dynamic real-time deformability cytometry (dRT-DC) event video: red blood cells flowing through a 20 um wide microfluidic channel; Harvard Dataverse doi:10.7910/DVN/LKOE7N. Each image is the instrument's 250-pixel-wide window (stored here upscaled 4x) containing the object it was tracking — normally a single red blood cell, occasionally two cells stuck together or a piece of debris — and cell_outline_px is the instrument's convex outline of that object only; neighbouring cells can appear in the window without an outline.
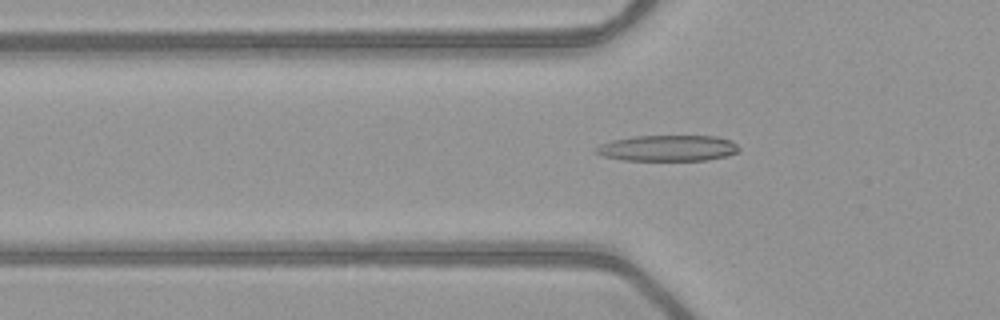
{"species": "common noctule bat (a hibernating species)", "species_latin": "Nyctalus noctula", "temperature_condition": "warm", "stored_images_in_passage": 53, "camera_frame_rate_fps": 3000, "um_per_image_px": 0.085, "animal": {"sex": "female", "body_mass_g": 21.9}, "frame": {"image": 1, "passage_image": 19, "time_ms": 6.0, "image_size_px": [1000, 320], "cell_outline_px": [[740, 152], [728, 156], [704, 160], [624, 160], [604, 156], [596, 152], [596, 148], [600, 144], [612, 140], [636, 136], [716, 136], [732, 140], [740, 148]], "centroid_in_image_um": [56.83, 12.59], "position_along_channel_um": 69.0, "area_um2": 21.62}}
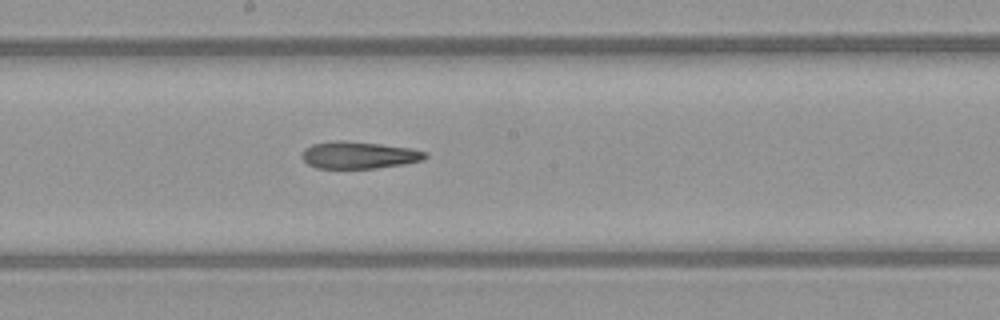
{"frame": {"image": 2, "passage_image": 30, "time_ms": 9.667, "image_size_px": [1000, 320], "cell_outline_px": [[428, 156], [424, 160], [404, 164], [376, 168], [316, 168], [308, 164], [300, 156], [304, 148], [312, 144], [332, 140], [344, 140], [380, 144], [412, 148], [428, 152]], "centroid_in_image_um": [30.51, 13.17], "position_along_channel_um": 217.7, "area_um2": 19.71}}
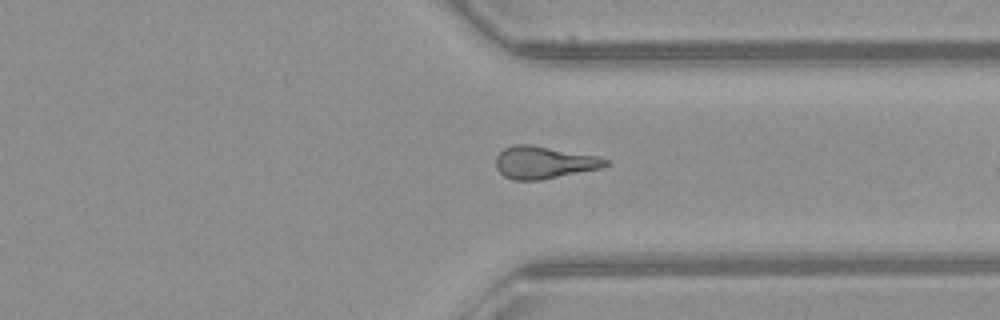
{"frame": {"image": 3, "passage_image": 41, "time_ms": 13.333, "image_size_px": [1000, 320], "cell_outline_px": [[608, 164], [600, 168], [540, 180], [512, 180], [504, 176], [496, 168], [496, 156], [504, 148], [512, 144], [532, 144], [596, 156], [608, 160]], "centroid_in_image_um": [46.18, 13.8], "position_along_channel_um": 365.2, "area_um2": 20.58}, "authors_computed_cell_mechanics": {"area_um2": 20.0566, "velocity_mm_per_s": 4.0313, "shape_relaxation_time_tau1_ms": null, "shape_relaxation_time_tau2_ms": 6.6787, "deformation_change_tau1": null, "deformation_change_tau2": 0.2045}}